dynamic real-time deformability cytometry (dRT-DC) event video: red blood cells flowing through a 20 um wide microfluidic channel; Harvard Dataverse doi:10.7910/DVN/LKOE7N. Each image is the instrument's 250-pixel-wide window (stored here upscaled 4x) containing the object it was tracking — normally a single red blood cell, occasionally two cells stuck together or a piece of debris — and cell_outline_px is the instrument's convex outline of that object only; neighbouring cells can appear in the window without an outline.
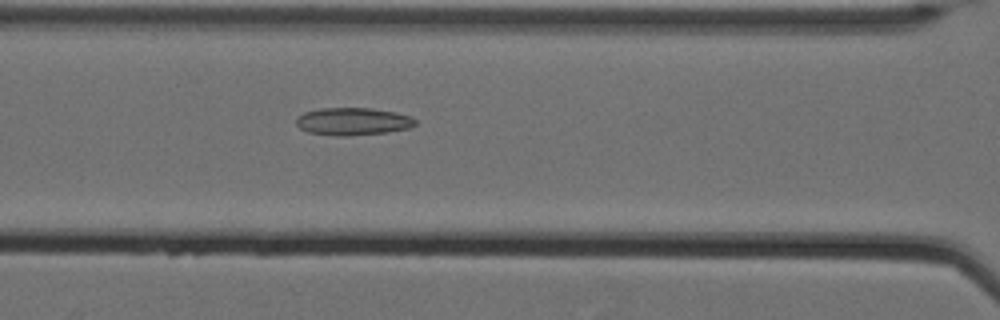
{"species": "Egyptian fruit bat (a non-hibernating species)", "species_latin": "Rousettus aegyptiacus", "temperature_condition": "cold", "stored_images_in_passage": 49, "camera_frame_rate_fps": 3000, "um_per_image_px": 0.085, "animal": {"sex": "female"}, "frame": {"image": 1, "passage_image": 18, "time_ms": 5.667, "image_size_px": [1000, 320], "cell_outline_px": [[416, 124], [412, 128], [388, 132], [348, 136], [332, 136], [308, 132], [300, 128], [296, 124], [296, 116], [304, 112], [320, 108], [372, 108], [396, 112], [412, 116], [416, 120]], "centroid_in_image_um": [30.01, 10.32], "position_along_channel_um": 136.6, "area_um2": 19.48}}
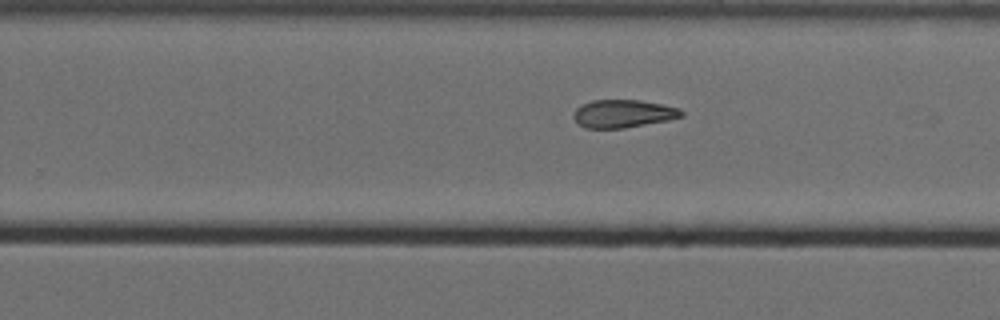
{"frame": {"image": 2, "passage_image": 30, "time_ms": 9.667, "image_size_px": [1000, 320], "cell_outline_px": [[684, 116], [668, 120], [624, 128], [584, 128], [572, 116], [576, 108], [580, 104], [592, 100], [636, 100], [660, 104], [680, 108], [684, 112]], "centroid_in_image_um": [52.96, 9.66], "position_along_channel_um": 276.8, "area_um2": 17.51}}
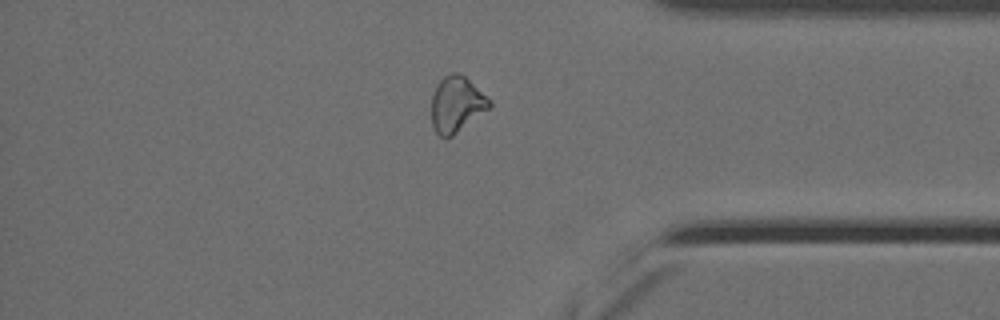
{"frame": {"image": 3, "passage_image": 41, "time_ms": 13.333, "image_size_px": [1000, 320], "cell_outline_px": [[492, 108], [452, 136], [440, 136], [436, 132], [432, 124], [432, 96], [436, 84], [444, 76], [452, 72], [456, 72], [464, 76], [492, 100]], "centroid_in_image_um": [38.84, 8.86], "position_along_channel_um": 396.4, "area_um2": 18.96}}